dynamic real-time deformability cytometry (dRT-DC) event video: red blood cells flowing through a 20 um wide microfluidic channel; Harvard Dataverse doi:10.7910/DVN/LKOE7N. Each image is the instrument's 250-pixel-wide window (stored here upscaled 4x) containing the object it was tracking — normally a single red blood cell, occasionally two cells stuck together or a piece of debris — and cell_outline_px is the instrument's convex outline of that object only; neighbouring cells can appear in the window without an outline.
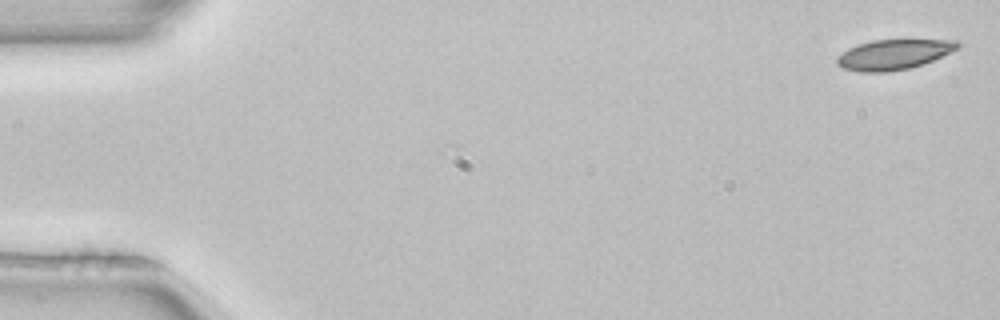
{"species": "common noctule bat (a hibernating species)", "species_latin": "Nyctalus noctula", "temperature_condition": "room temperature", "stored_images_in_passage": 2, "camera_frame_rate_fps": 3000, "um_per_image_px": 0.085, "animal": {"sex": "female", "body_mass_g": 22.7, "forearm_length_mm": 54.2}, "frame": {"image": 1, "passage_image": 1, "time_ms": 0.0, "image_size_px": [1000, 320], "cell_outline_px": [[964, 44], [960, 48], [924, 64], [908, 68], [888, 72], [860, 72], [844, 68], [836, 64], [836, 56], [848, 48], [872, 40], [960, 40]], "centroid_in_image_um": [76.0, 4.63], "position_along_channel_um": 9.0, "area_um2": 21.33}}